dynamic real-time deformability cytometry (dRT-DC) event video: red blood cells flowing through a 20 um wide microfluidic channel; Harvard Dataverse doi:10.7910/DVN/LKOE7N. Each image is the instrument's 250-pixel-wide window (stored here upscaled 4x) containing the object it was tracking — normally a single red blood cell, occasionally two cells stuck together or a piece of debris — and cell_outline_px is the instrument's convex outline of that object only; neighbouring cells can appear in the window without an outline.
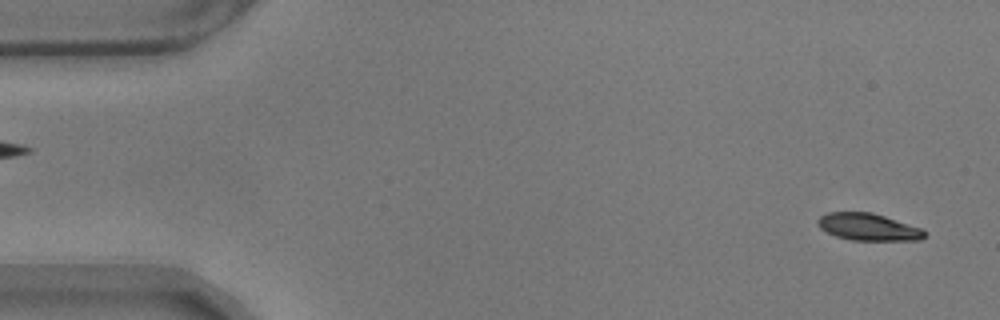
{"species": "common noctule bat (a hibernating species)", "species_latin": "Nyctalus noctula", "temperature_condition": "warm", "stored_images_in_passage": 56, "camera_frame_rate_fps": 3000, "um_per_image_px": 0.085, "animal": {"sex": "male", "body_mass_g": 17.9}, "frame": {"image": 1, "passage_image": 2, "time_ms": 0.333, "image_size_px": [1000, 320], "cell_outline_px": [[928, 236], [920, 240], [852, 240], [836, 236], [820, 228], [816, 224], [816, 220], [820, 216], [828, 212], [872, 212], [924, 228], [928, 232]], "centroid_in_image_um": [73.86, 19.29], "position_along_channel_um": 11.1, "area_um2": 17.17}}
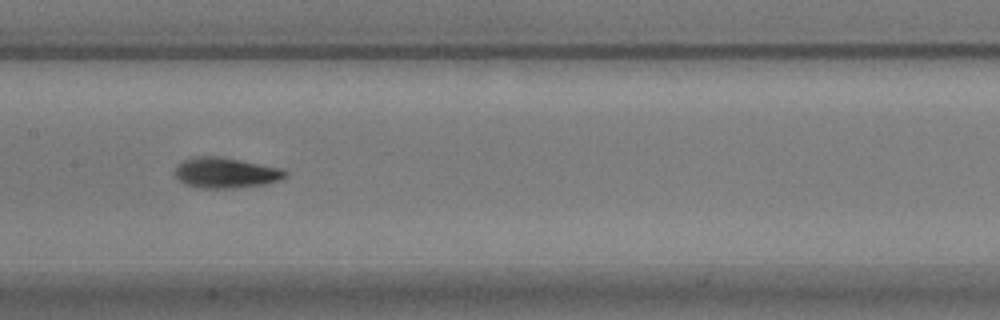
{"frame": {"image": 2, "passage_image": 27, "time_ms": 8.667, "image_size_px": [1000, 320], "cell_outline_px": [[288, 176], [280, 180], [264, 184], [232, 188], [200, 188], [184, 184], [176, 176], [176, 168], [184, 160], [196, 156], [220, 156], [284, 168], [288, 172]], "centroid_in_image_um": [19.25, 14.68], "position_along_channel_um": 188.2, "area_um2": 19.65}}
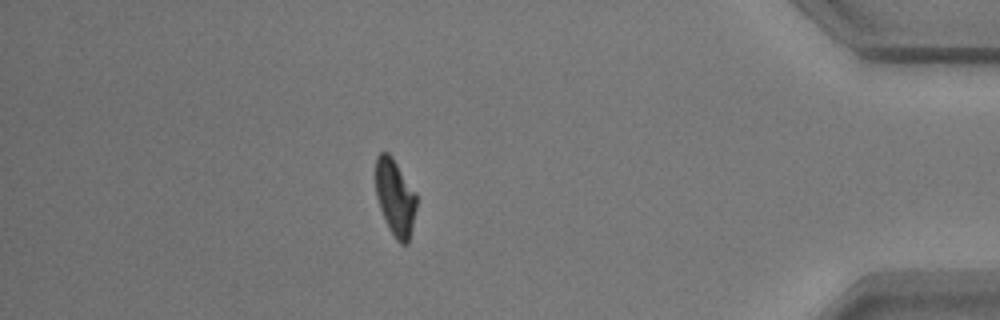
{"frame": {"image": 3, "passage_image": 49, "time_ms": 16.0, "image_size_px": [1000, 320], "cell_outline_px": [[416, 208], [408, 244], [400, 244], [396, 240], [388, 228], [380, 208], [376, 196], [376, 156], [380, 152], [388, 152], [392, 156], [416, 192]], "centroid_in_image_um": [33.58, 16.78], "position_along_channel_um": 401.6, "area_um2": 18.26}, "authors_computed_cell_mechanics": {"area_um2": 18.4382, "velocity_mm_per_s": 3.5107, "shape_relaxation_time_tau1_ms": 2.5788, "shape_relaxation_time_tau2_ms": 1.9046, "deformation_change_tau1": 0.1403, "deformation_change_tau2": 0.0767}}